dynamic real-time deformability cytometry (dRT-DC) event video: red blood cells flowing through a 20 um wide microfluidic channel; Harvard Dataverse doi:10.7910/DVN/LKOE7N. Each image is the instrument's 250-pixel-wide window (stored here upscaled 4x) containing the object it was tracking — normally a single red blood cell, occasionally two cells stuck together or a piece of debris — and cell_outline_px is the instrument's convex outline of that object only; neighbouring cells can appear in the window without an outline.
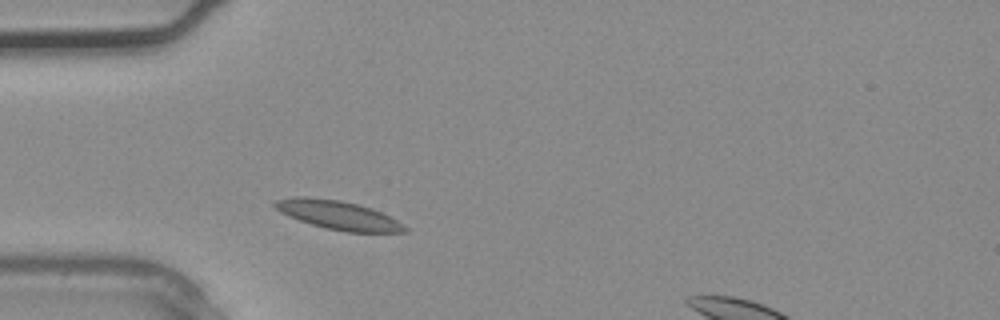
{"species": "common noctule bat (a hibernating species)", "species_latin": "Nyctalus noctula", "temperature_condition": "warm", "stored_images_in_passage": 2, "segment_of_instrument_passage": [1, 2], "camera_frame_rate_fps": 3000, "um_per_image_px": 0.085, "animal": {"sex": "male", "body_mass_g": 20.4}, "frame": {"image": 1, "passage_image": 1, "time_ms": 0.0, "image_size_px": [1000, 320], "cell_outline_px": [[408, 232], [348, 232], [328, 228], [312, 224], [288, 216], [280, 212], [272, 204], [276, 200], [296, 196], [304, 196], [340, 200], [372, 208], [404, 224], [408, 228]], "centroid_in_image_um": [28.74, 18.27], "position_along_channel_um": 56.3, "area_um2": 21.56}}